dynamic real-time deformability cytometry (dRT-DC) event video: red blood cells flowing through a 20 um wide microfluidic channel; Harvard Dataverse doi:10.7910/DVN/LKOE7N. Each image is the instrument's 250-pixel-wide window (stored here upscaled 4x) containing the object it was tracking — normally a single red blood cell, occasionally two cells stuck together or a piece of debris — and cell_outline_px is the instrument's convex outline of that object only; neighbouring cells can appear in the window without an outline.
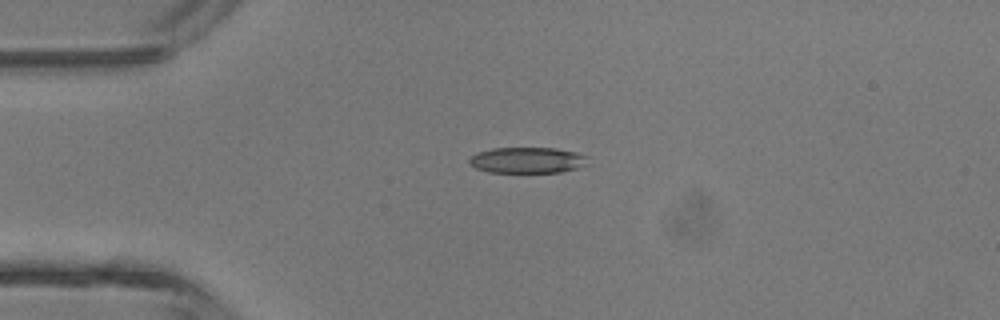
{"species": "common noctule bat (a hibernating species)", "species_latin": "Nyctalus noctula", "temperature_condition": "room temperature", "stored_images_in_passage": 4, "camera_frame_rate_fps": 3000, "um_per_image_px": 0.085, "animal": {"sex": "male", "body_mass_g": 13.3}, "frame": {"image": 1, "passage_image": 4, "time_ms": 3.333, "image_size_px": [1000, 320], "cell_outline_px": [[588, 156], [584, 164], [576, 168], [560, 172], [488, 172], [476, 168], [468, 160], [476, 152], [492, 148], [556, 148], [576, 152]], "centroid_in_image_um": [44.8, 13.6], "position_along_channel_um": 40.2, "area_um2": 17.74}}